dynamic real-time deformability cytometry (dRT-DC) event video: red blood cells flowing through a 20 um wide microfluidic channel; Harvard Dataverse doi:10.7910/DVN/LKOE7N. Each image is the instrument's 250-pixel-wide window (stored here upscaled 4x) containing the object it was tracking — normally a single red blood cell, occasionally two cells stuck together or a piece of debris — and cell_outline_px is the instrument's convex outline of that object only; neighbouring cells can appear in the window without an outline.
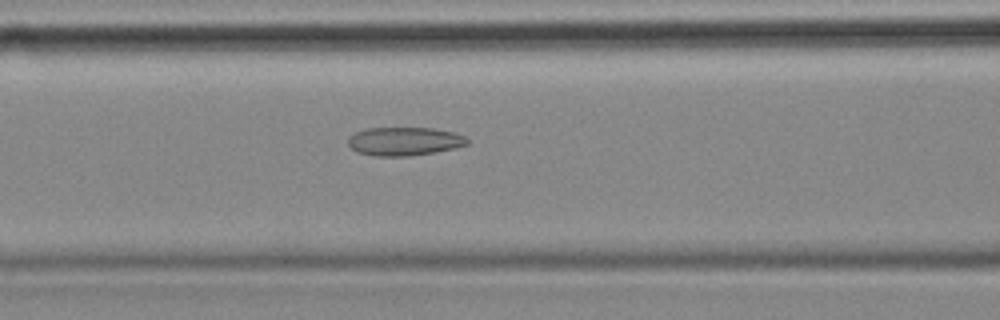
{"species": "common noctule bat (a hibernating species)", "species_latin": "Nyctalus noctula", "temperature_condition": "cold", "stored_images_in_passage": 42, "camera_frame_rate_fps": 3000, "um_per_image_px": 0.085, "animal": {"sex": "female", "body_mass_g": 18.4}, "frame": {"image": 1, "passage_image": 9, "time_ms": 2.667, "image_size_px": [1000, 320], "cell_outline_px": [[468, 144], [452, 148], [432, 152], [408, 156], [372, 156], [356, 152], [348, 144], [348, 136], [356, 132], [368, 128], [432, 128], [452, 132], [464, 136], [468, 140]], "centroid_in_image_um": [34.31, 12.01], "position_along_channel_um": 132.3, "area_um2": 19.59}}
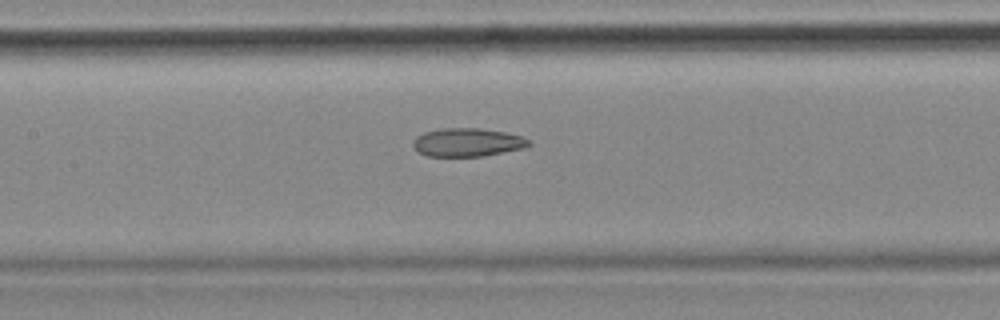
{"frame": {"image": 2, "passage_image": 12, "time_ms": 3.667, "image_size_px": [1000, 320], "cell_outline_px": [[532, 144], [528, 148], [484, 156], [428, 156], [420, 152], [412, 144], [416, 136], [424, 132], [440, 128], [480, 128], [504, 132], [520, 136], [532, 140]], "centroid_in_image_um": [39.8, 12.1], "position_along_channel_um": 167.6, "area_um2": 19.31}}
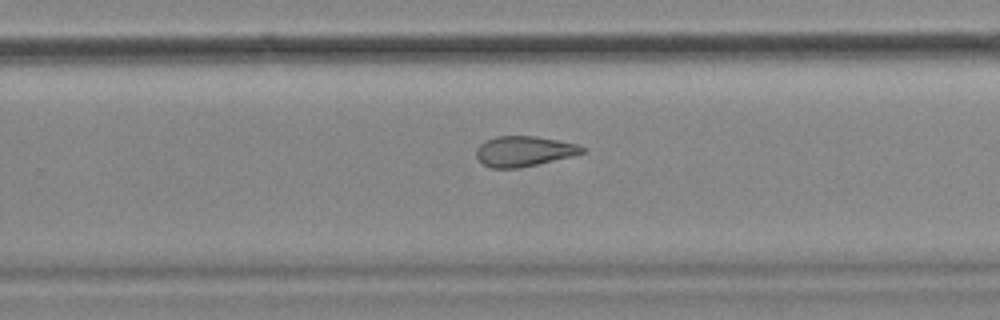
{"frame": {"image": 3, "passage_image": 22, "time_ms": 7.0, "image_size_px": [1000, 320], "cell_outline_px": [[584, 152], [572, 156], [536, 164], [516, 168], [492, 168], [484, 164], [476, 156], [476, 148], [484, 140], [496, 136], [536, 136], [576, 144], [584, 148]], "centroid_in_image_um": [44.49, 12.84], "position_along_channel_um": 285.3, "area_um2": 18.44}, "authors_computed_cell_mechanics": {"area_um2": 19.941, "velocity_mm_per_s": 3.5479, "shape_relaxation_time_tau1_ms": null, "shape_relaxation_time_tau2_ms": 3.847, "deformation_change_tau1": null, "deformation_change_tau2": 0.1224}}